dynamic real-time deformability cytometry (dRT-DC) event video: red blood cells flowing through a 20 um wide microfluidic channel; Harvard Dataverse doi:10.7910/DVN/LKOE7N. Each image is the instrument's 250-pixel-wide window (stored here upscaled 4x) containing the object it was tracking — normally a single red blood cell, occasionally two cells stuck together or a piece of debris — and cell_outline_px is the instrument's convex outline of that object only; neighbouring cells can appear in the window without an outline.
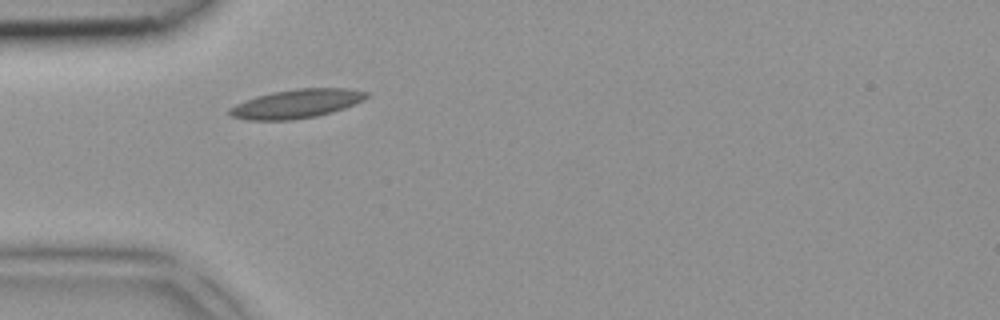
{"species": "common noctule bat (a hibernating species)", "species_latin": "Nyctalus noctula", "temperature_condition": "room temperature", "stored_images_in_passage": 5, "camera_frame_rate_fps": 3000, "um_per_image_px": 0.085, "animal": {"sex": "female", "body_mass_g": 18.4}, "frame": {"image": 1, "passage_image": 3, "time_ms": 0.667, "image_size_px": [1000, 320], "cell_outline_px": [[368, 96], [364, 100], [344, 108], [332, 112], [316, 116], [292, 120], [248, 120], [232, 116], [228, 112], [228, 108], [244, 100], [256, 96], [272, 92], [296, 88], [348, 88], [368, 92]], "centroid_in_image_um": [25.2, 8.81], "position_along_channel_um": 59.8, "area_um2": 23.06}}